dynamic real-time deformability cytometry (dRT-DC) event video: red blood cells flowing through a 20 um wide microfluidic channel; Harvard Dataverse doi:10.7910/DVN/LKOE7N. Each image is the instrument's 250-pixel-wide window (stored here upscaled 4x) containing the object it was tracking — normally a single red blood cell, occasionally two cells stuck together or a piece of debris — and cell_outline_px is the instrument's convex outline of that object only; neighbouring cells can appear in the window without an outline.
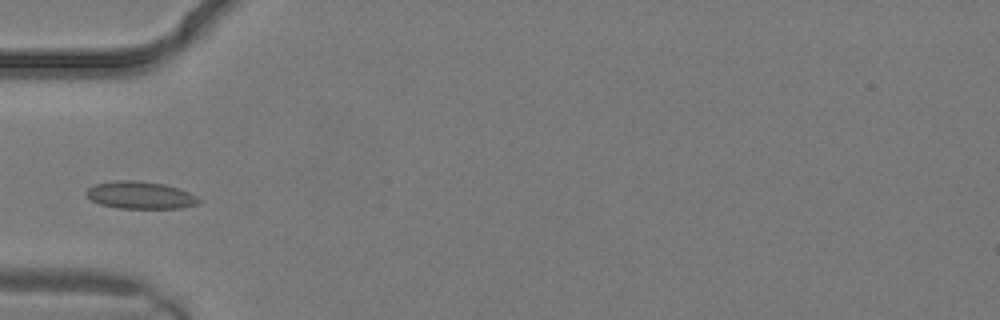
{"species": "common noctule bat (a hibernating species)", "species_latin": "Nyctalus noctula", "temperature_condition": "warm", "stored_images_in_passage": 2, "camera_frame_rate_fps": 3000, "um_per_image_px": 0.085, "animal": {"sex": "male", "body_mass_g": 19.2, "forearm_length_mm": 51.8}, "frame": {"image": 1, "passage_image": 2, "time_ms": 0.333, "image_size_px": [1000, 320], "cell_outline_px": [[204, 200], [196, 204], [180, 208], [120, 208], [100, 204], [92, 200], [84, 192], [88, 188], [96, 184], [116, 180], [136, 180], [164, 184], [188, 192]], "centroid_in_image_um": [11.93, 16.58], "position_along_channel_um": 73.1, "area_um2": 17.8}}